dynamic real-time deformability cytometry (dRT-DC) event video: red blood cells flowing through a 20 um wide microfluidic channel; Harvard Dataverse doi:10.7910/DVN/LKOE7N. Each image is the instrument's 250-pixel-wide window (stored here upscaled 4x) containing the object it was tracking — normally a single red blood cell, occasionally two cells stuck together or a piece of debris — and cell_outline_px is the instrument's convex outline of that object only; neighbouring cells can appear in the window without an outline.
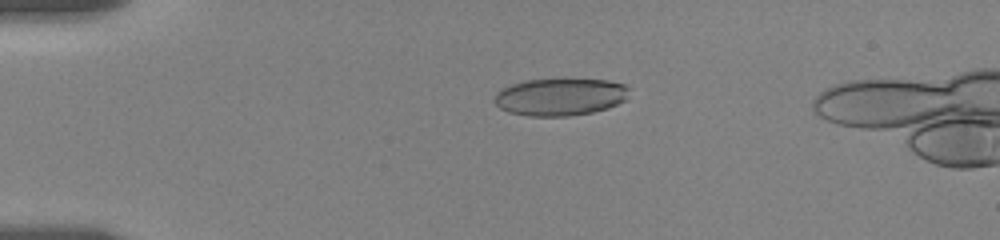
{"species": "human", "species_latin": "Homo sapiens", "temperature_condition": "room temperature", "stored_images_in_passage": 58, "camera_frame_rate_fps": 3000, "um_per_image_px": 0.085, "donor": {"sex": "female"}, "frame": {"image": 1, "passage_image": 14, "time_ms": 4.333, "image_size_px": [1000, 240], "cell_outline_px": [[628, 88], [624, 100], [608, 108], [592, 112], [568, 116], [528, 116], [508, 112], [500, 108], [496, 104], [496, 92], [512, 84], [524, 80], [608, 80], [624, 84]], "centroid_in_image_um": [47.59, 8.25], "position_along_channel_um": 37.4, "area_um2": 28.84}}
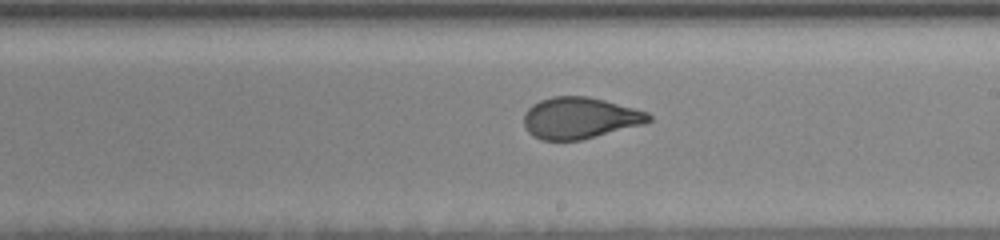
{"frame": {"image": 2, "passage_image": 35, "time_ms": 11.333, "image_size_px": [1000, 240], "cell_outline_px": [[652, 120], [644, 124], [580, 140], [540, 140], [532, 136], [524, 128], [524, 112], [532, 104], [540, 100], [552, 96], [588, 96], [604, 100], [648, 112], [652, 116]], "centroid_in_image_um": [49.25, 10.03], "position_along_channel_um": 239.7, "area_um2": 30.23}}
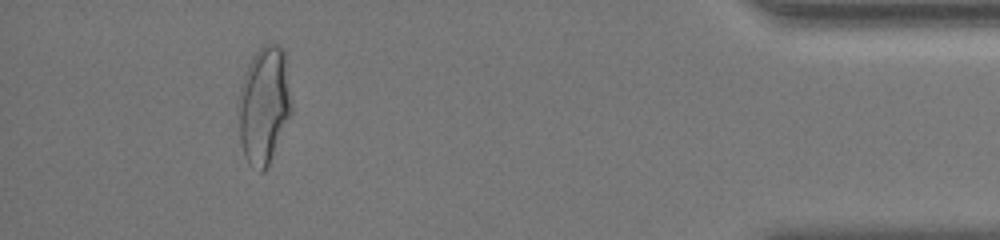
{"frame": {"image": 3, "passage_image": 54, "time_ms": 17.667, "image_size_px": [1000, 240], "cell_outline_px": [[292, 112], [268, 164], [264, 172], [260, 172], [248, 164], [244, 156], [240, 140], [240, 88], [244, 72], [252, 56], [264, 44], [276, 44], [284, 48], [292, 108]], "centroid_in_image_um": [22.45, 8.92], "position_along_channel_um": 412.7, "area_um2": 35.89}}